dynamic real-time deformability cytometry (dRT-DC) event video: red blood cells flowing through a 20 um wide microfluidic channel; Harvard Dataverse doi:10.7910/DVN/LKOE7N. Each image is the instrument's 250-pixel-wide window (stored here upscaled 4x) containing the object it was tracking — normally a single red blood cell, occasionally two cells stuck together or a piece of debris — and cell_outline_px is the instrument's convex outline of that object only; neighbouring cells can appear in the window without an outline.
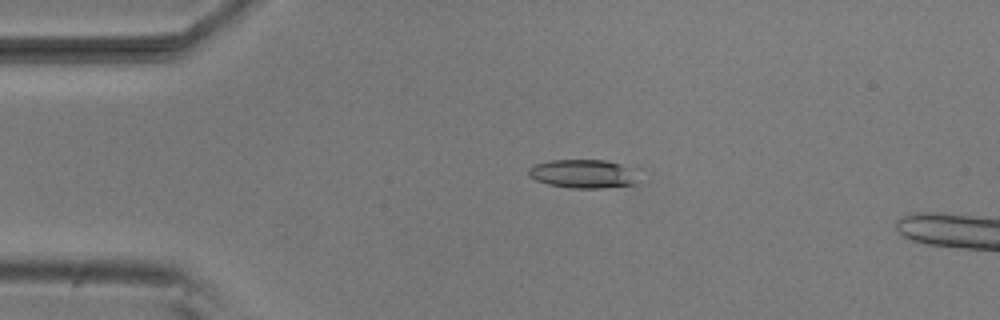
{"species": "common noctule bat (a hibernating species)", "species_latin": "Nyctalus noctula", "temperature_condition": "room temperature", "stored_images_in_passage": 5, "camera_frame_rate_fps": 3000, "um_per_image_px": 0.085, "animal": {"sex": "male", "body_mass_g": 20.5, "forearm_length_mm": 52.5}, "frame": {"image": 1, "passage_image": 3, "time_ms": 0.667, "image_size_px": [1000, 320], "cell_outline_px": [[636, 184], [604, 188], [568, 188], [548, 184], [536, 180], [528, 176], [528, 168], [532, 164], [552, 160], [604, 160], [620, 164], [628, 168], [632, 172]], "centroid_in_image_um": [49.45, 14.78], "position_along_channel_um": 35.5, "area_um2": 18.15}}
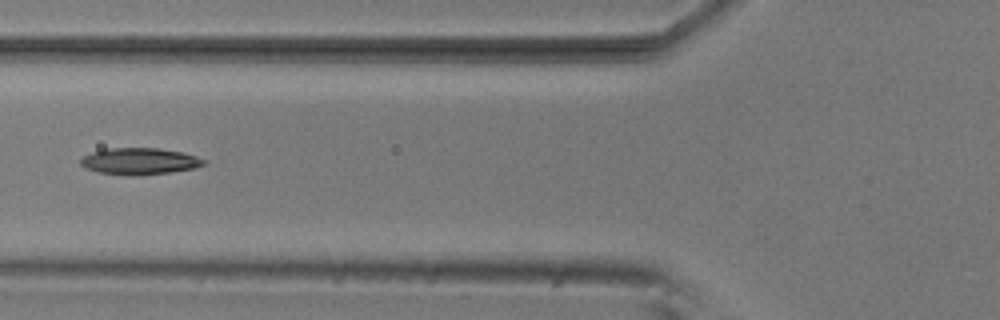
{"frame": {"image": 2, "passage_image": 5, "time_ms": 1.333, "image_size_px": [1000, 320], "cell_outline_px": [[208, 160], [204, 164], [196, 168], [172, 172], [136, 176], [96, 172], [84, 168], [80, 164], [80, 160], [84, 156], [92, 152], [108, 148], [156, 148], [184, 152]], "centroid_in_image_um": [11.88, 13.71], "position_along_channel_um": 113.9, "area_um2": 19.31}}